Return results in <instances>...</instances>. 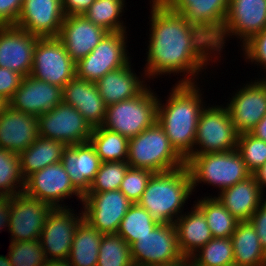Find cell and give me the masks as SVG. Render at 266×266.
Returning <instances> with one entry per match:
<instances>
[{
  "label": "cell",
  "mask_w": 266,
  "mask_h": 266,
  "mask_svg": "<svg viewBox=\"0 0 266 266\" xmlns=\"http://www.w3.org/2000/svg\"><path fill=\"white\" fill-rule=\"evenodd\" d=\"M151 1V34L143 79L150 78V81L159 75L182 72L180 76L184 77L177 83H196L199 72L202 73L210 62L219 59L214 41L162 0Z\"/></svg>",
  "instance_id": "cell-1"
},
{
  "label": "cell",
  "mask_w": 266,
  "mask_h": 266,
  "mask_svg": "<svg viewBox=\"0 0 266 266\" xmlns=\"http://www.w3.org/2000/svg\"><path fill=\"white\" fill-rule=\"evenodd\" d=\"M197 84L176 83L166 104L159 98L157 105V123L185 161L193 154L197 124L204 105H207Z\"/></svg>",
  "instance_id": "cell-2"
},
{
  "label": "cell",
  "mask_w": 266,
  "mask_h": 266,
  "mask_svg": "<svg viewBox=\"0 0 266 266\" xmlns=\"http://www.w3.org/2000/svg\"><path fill=\"white\" fill-rule=\"evenodd\" d=\"M192 192L190 173L184 165L175 170L154 173L138 204L159 224H174L182 215Z\"/></svg>",
  "instance_id": "cell-3"
},
{
  "label": "cell",
  "mask_w": 266,
  "mask_h": 266,
  "mask_svg": "<svg viewBox=\"0 0 266 266\" xmlns=\"http://www.w3.org/2000/svg\"><path fill=\"white\" fill-rule=\"evenodd\" d=\"M185 165L190 173L193 192L202 182L217 186L221 192L252 175L237 149L191 155Z\"/></svg>",
  "instance_id": "cell-4"
},
{
  "label": "cell",
  "mask_w": 266,
  "mask_h": 266,
  "mask_svg": "<svg viewBox=\"0 0 266 266\" xmlns=\"http://www.w3.org/2000/svg\"><path fill=\"white\" fill-rule=\"evenodd\" d=\"M127 163L130 167L162 173L184 166L185 160L170 144L165 131L156 121L129 139Z\"/></svg>",
  "instance_id": "cell-5"
},
{
  "label": "cell",
  "mask_w": 266,
  "mask_h": 266,
  "mask_svg": "<svg viewBox=\"0 0 266 266\" xmlns=\"http://www.w3.org/2000/svg\"><path fill=\"white\" fill-rule=\"evenodd\" d=\"M148 86L134 98L122 100L106 107L102 127L126 137L134 138L157 121L159 96Z\"/></svg>",
  "instance_id": "cell-6"
},
{
  "label": "cell",
  "mask_w": 266,
  "mask_h": 266,
  "mask_svg": "<svg viewBox=\"0 0 266 266\" xmlns=\"http://www.w3.org/2000/svg\"><path fill=\"white\" fill-rule=\"evenodd\" d=\"M237 138L238 133L227 108L222 105H206L197 124L192 155L235 150Z\"/></svg>",
  "instance_id": "cell-7"
},
{
  "label": "cell",
  "mask_w": 266,
  "mask_h": 266,
  "mask_svg": "<svg viewBox=\"0 0 266 266\" xmlns=\"http://www.w3.org/2000/svg\"><path fill=\"white\" fill-rule=\"evenodd\" d=\"M126 33L108 32L87 56L76 63V76L96 83L108 72L129 64Z\"/></svg>",
  "instance_id": "cell-8"
},
{
  "label": "cell",
  "mask_w": 266,
  "mask_h": 266,
  "mask_svg": "<svg viewBox=\"0 0 266 266\" xmlns=\"http://www.w3.org/2000/svg\"><path fill=\"white\" fill-rule=\"evenodd\" d=\"M29 75L63 88L76 76V63L58 37H39Z\"/></svg>",
  "instance_id": "cell-9"
},
{
  "label": "cell",
  "mask_w": 266,
  "mask_h": 266,
  "mask_svg": "<svg viewBox=\"0 0 266 266\" xmlns=\"http://www.w3.org/2000/svg\"><path fill=\"white\" fill-rule=\"evenodd\" d=\"M266 29V0H229L224 26L214 41L216 54L225 49L227 37L240 39L241 46L253 35Z\"/></svg>",
  "instance_id": "cell-10"
},
{
  "label": "cell",
  "mask_w": 266,
  "mask_h": 266,
  "mask_svg": "<svg viewBox=\"0 0 266 266\" xmlns=\"http://www.w3.org/2000/svg\"><path fill=\"white\" fill-rule=\"evenodd\" d=\"M37 120L38 136L63 142L66 146L90 141L91 126L76 108L63 101Z\"/></svg>",
  "instance_id": "cell-11"
},
{
  "label": "cell",
  "mask_w": 266,
  "mask_h": 266,
  "mask_svg": "<svg viewBox=\"0 0 266 266\" xmlns=\"http://www.w3.org/2000/svg\"><path fill=\"white\" fill-rule=\"evenodd\" d=\"M130 250L134 266H158L184 258L172 223L158 224L150 233L132 243Z\"/></svg>",
  "instance_id": "cell-12"
},
{
  "label": "cell",
  "mask_w": 266,
  "mask_h": 266,
  "mask_svg": "<svg viewBox=\"0 0 266 266\" xmlns=\"http://www.w3.org/2000/svg\"><path fill=\"white\" fill-rule=\"evenodd\" d=\"M23 192L32 198L47 202L53 208H68L63 201L73 195L78 197L80 202L83 199V195L74 187L61 162L48 165L29 175L25 179Z\"/></svg>",
  "instance_id": "cell-13"
},
{
  "label": "cell",
  "mask_w": 266,
  "mask_h": 266,
  "mask_svg": "<svg viewBox=\"0 0 266 266\" xmlns=\"http://www.w3.org/2000/svg\"><path fill=\"white\" fill-rule=\"evenodd\" d=\"M83 218L102 234L117 233L121 221L133 204L120 190L86 193Z\"/></svg>",
  "instance_id": "cell-14"
},
{
  "label": "cell",
  "mask_w": 266,
  "mask_h": 266,
  "mask_svg": "<svg viewBox=\"0 0 266 266\" xmlns=\"http://www.w3.org/2000/svg\"><path fill=\"white\" fill-rule=\"evenodd\" d=\"M73 212L71 208H53L48 214L39 239L47 261L68 260L75 231L84 219L83 211Z\"/></svg>",
  "instance_id": "cell-15"
},
{
  "label": "cell",
  "mask_w": 266,
  "mask_h": 266,
  "mask_svg": "<svg viewBox=\"0 0 266 266\" xmlns=\"http://www.w3.org/2000/svg\"><path fill=\"white\" fill-rule=\"evenodd\" d=\"M53 209L47 202L32 198L24 192L10 197V241L38 240L46 218Z\"/></svg>",
  "instance_id": "cell-16"
},
{
  "label": "cell",
  "mask_w": 266,
  "mask_h": 266,
  "mask_svg": "<svg viewBox=\"0 0 266 266\" xmlns=\"http://www.w3.org/2000/svg\"><path fill=\"white\" fill-rule=\"evenodd\" d=\"M248 83L226 105L238 134L251 132L266 116V77Z\"/></svg>",
  "instance_id": "cell-17"
},
{
  "label": "cell",
  "mask_w": 266,
  "mask_h": 266,
  "mask_svg": "<svg viewBox=\"0 0 266 266\" xmlns=\"http://www.w3.org/2000/svg\"><path fill=\"white\" fill-rule=\"evenodd\" d=\"M38 38L16 25H0V67L28 76Z\"/></svg>",
  "instance_id": "cell-18"
},
{
  "label": "cell",
  "mask_w": 266,
  "mask_h": 266,
  "mask_svg": "<svg viewBox=\"0 0 266 266\" xmlns=\"http://www.w3.org/2000/svg\"><path fill=\"white\" fill-rule=\"evenodd\" d=\"M215 41L224 26L229 0H162Z\"/></svg>",
  "instance_id": "cell-19"
},
{
  "label": "cell",
  "mask_w": 266,
  "mask_h": 266,
  "mask_svg": "<svg viewBox=\"0 0 266 266\" xmlns=\"http://www.w3.org/2000/svg\"><path fill=\"white\" fill-rule=\"evenodd\" d=\"M64 17L61 0H23L16 26L38 37H58Z\"/></svg>",
  "instance_id": "cell-20"
},
{
  "label": "cell",
  "mask_w": 266,
  "mask_h": 266,
  "mask_svg": "<svg viewBox=\"0 0 266 266\" xmlns=\"http://www.w3.org/2000/svg\"><path fill=\"white\" fill-rule=\"evenodd\" d=\"M63 88L28 75L9 100V106L25 114L40 116L62 102Z\"/></svg>",
  "instance_id": "cell-21"
},
{
  "label": "cell",
  "mask_w": 266,
  "mask_h": 266,
  "mask_svg": "<svg viewBox=\"0 0 266 266\" xmlns=\"http://www.w3.org/2000/svg\"><path fill=\"white\" fill-rule=\"evenodd\" d=\"M108 33L83 15L65 16L58 38L68 55L77 63L87 56Z\"/></svg>",
  "instance_id": "cell-22"
},
{
  "label": "cell",
  "mask_w": 266,
  "mask_h": 266,
  "mask_svg": "<svg viewBox=\"0 0 266 266\" xmlns=\"http://www.w3.org/2000/svg\"><path fill=\"white\" fill-rule=\"evenodd\" d=\"M62 101L76 108L92 129L103 125L107 106L96 83L75 76L63 87Z\"/></svg>",
  "instance_id": "cell-23"
},
{
  "label": "cell",
  "mask_w": 266,
  "mask_h": 266,
  "mask_svg": "<svg viewBox=\"0 0 266 266\" xmlns=\"http://www.w3.org/2000/svg\"><path fill=\"white\" fill-rule=\"evenodd\" d=\"M61 163L74 187L84 196L90 189L102 161L89 141L66 146Z\"/></svg>",
  "instance_id": "cell-24"
},
{
  "label": "cell",
  "mask_w": 266,
  "mask_h": 266,
  "mask_svg": "<svg viewBox=\"0 0 266 266\" xmlns=\"http://www.w3.org/2000/svg\"><path fill=\"white\" fill-rule=\"evenodd\" d=\"M38 138L37 116L8 106L0 115V148L20 154Z\"/></svg>",
  "instance_id": "cell-25"
},
{
  "label": "cell",
  "mask_w": 266,
  "mask_h": 266,
  "mask_svg": "<svg viewBox=\"0 0 266 266\" xmlns=\"http://www.w3.org/2000/svg\"><path fill=\"white\" fill-rule=\"evenodd\" d=\"M131 66L130 62L124 67L108 72L96 82L106 106L134 98L148 87L146 80L140 79L143 75L138 77Z\"/></svg>",
  "instance_id": "cell-26"
},
{
  "label": "cell",
  "mask_w": 266,
  "mask_h": 266,
  "mask_svg": "<svg viewBox=\"0 0 266 266\" xmlns=\"http://www.w3.org/2000/svg\"><path fill=\"white\" fill-rule=\"evenodd\" d=\"M217 199L239 221H249L265 199L253 175L218 192Z\"/></svg>",
  "instance_id": "cell-27"
},
{
  "label": "cell",
  "mask_w": 266,
  "mask_h": 266,
  "mask_svg": "<svg viewBox=\"0 0 266 266\" xmlns=\"http://www.w3.org/2000/svg\"><path fill=\"white\" fill-rule=\"evenodd\" d=\"M187 213L182 214L174 225L180 252L184 257H191L205 246L213 236L202 210L196 204Z\"/></svg>",
  "instance_id": "cell-28"
},
{
  "label": "cell",
  "mask_w": 266,
  "mask_h": 266,
  "mask_svg": "<svg viewBox=\"0 0 266 266\" xmlns=\"http://www.w3.org/2000/svg\"><path fill=\"white\" fill-rule=\"evenodd\" d=\"M234 265L266 266V252L250 221H239L231 236Z\"/></svg>",
  "instance_id": "cell-29"
},
{
  "label": "cell",
  "mask_w": 266,
  "mask_h": 266,
  "mask_svg": "<svg viewBox=\"0 0 266 266\" xmlns=\"http://www.w3.org/2000/svg\"><path fill=\"white\" fill-rule=\"evenodd\" d=\"M63 142L38 136V138L19 154L20 167L26 179L32 173L42 170L48 165L61 162Z\"/></svg>",
  "instance_id": "cell-30"
},
{
  "label": "cell",
  "mask_w": 266,
  "mask_h": 266,
  "mask_svg": "<svg viewBox=\"0 0 266 266\" xmlns=\"http://www.w3.org/2000/svg\"><path fill=\"white\" fill-rule=\"evenodd\" d=\"M103 234L82 220L75 231L68 261L71 266H97Z\"/></svg>",
  "instance_id": "cell-31"
},
{
  "label": "cell",
  "mask_w": 266,
  "mask_h": 266,
  "mask_svg": "<svg viewBox=\"0 0 266 266\" xmlns=\"http://www.w3.org/2000/svg\"><path fill=\"white\" fill-rule=\"evenodd\" d=\"M195 204L202 210L213 238L231 237L236 229L237 220L217 199L216 196H205Z\"/></svg>",
  "instance_id": "cell-32"
},
{
  "label": "cell",
  "mask_w": 266,
  "mask_h": 266,
  "mask_svg": "<svg viewBox=\"0 0 266 266\" xmlns=\"http://www.w3.org/2000/svg\"><path fill=\"white\" fill-rule=\"evenodd\" d=\"M90 143L102 162L127 161L129 139L104 127L92 130Z\"/></svg>",
  "instance_id": "cell-33"
},
{
  "label": "cell",
  "mask_w": 266,
  "mask_h": 266,
  "mask_svg": "<svg viewBox=\"0 0 266 266\" xmlns=\"http://www.w3.org/2000/svg\"><path fill=\"white\" fill-rule=\"evenodd\" d=\"M124 7L125 0H95L82 15L108 32H124L127 27L120 18Z\"/></svg>",
  "instance_id": "cell-34"
},
{
  "label": "cell",
  "mask_w": 266,
  "mask_h": 266,
  "mask_svg": "<svg viewBox=\"0 0 266 266\" xmlns=\"http://www.w3.org/2000/svg\"><path fill=\"white\" fill-rule=\"evenodd\" d=\"M158 224L145 208L134 203L123 217L117 233L131 245L150 233Z\"/></svg>",
  "instance_id": "cell-35"
},
{
  "label": "cell",
  "mask_w": 266,
  "mask_h": 266,
  "mask_svg": "<svg viewBox=\"0 0 266 266\" xmlns=\"http://www.w3.org/2000/svg\"><path fill=\"white\" fill-rule=\"evenodd\" d=\"M190 258L193 266L234 265V252L231 237L212 238Z\"/></svg>",
  "instance_id": "cell-36"
},
{
  "label": "cell",
  "mask_w": 266,
  "mask_h": 266,
  "mask_svg": "<svg viewBox=\"0 0 266 266\" xmlns=\"http://www.w3.org/2000/svg\"><path fill=\"white\" fill-rule=\"evenodd\" d=\"M24 187L25 178L21 172L19 154L0 148V194L11 197L22 193Z\"/></svg>",
  "instance_id": "cell-37"
},
{
  "label": "cell",
  "mask_w": 266,
  "mask_h": 266,
  "mask_svg": "<svg viewBox=\"0 0 266 266\" xmlns=\"http://www.w3.org/2000/svg\"><path fill=\"white\" fill-rule=\"evenodd\" d=\"M97 266H134L130 245L118 234H103Z\"/></svg>",
  "instance_id": "cell-38"
},
{
  "label": "cell",
  "mask_w": 266,
  "mask_h": 266,
  "mask_svg": "<svg viewBox=\"0 0 266 266\" xmlns=\"http://www.w3.org/2000/svg\"><path fill=\"white\" fill-rule=\"evenodd\" d=\"M10 242L8 258L11 266H45L47 259L39 239Z\"/></svg>",
  "instance_id": "cell-39"
},
{
  "label": "cell",
  "mask_w": 266,
  "mask_h": 266,
  "mask_svg": "<svg viewBox=\"0 0 266 266\" xmlns=\"http://www.w3.org/2000/svg\"><path fill=\"white\" fill-rule=\"evenodd\" d=\"M128 167L127 161L102 162L87 193L119 190Z\"/></svg>",
  "instance_id": "cell-40"
},
{
  "label": "cell",
  "mask_w": 266,
  "mask_h": 266,
  "mask_svg": "<svg viewBox=\"0 0 266 266\" xmlns=\"http://www.w3.org/2000/svg\"><path fill=\"white\" fill-rule=\"evenodd\" d=\"M237 151L251 173L266 163V141L250 132L238 134Z\"/></svg>",
  "instance_id": "cell-41"
},
{
  "label": "cell",
  "mask_w": 266,
  "mask_h": 266,
  "mask_svg": "<svg viewBox=\"0 0 266 266\" xmlns=\"http://www.w3.org/2000/svg\"><path fill=\"white\" fill-rule=\"evenodd\" d=\"M153 174L154 172L151 170L129 166L119 190L133 204L138 203Z\"/></svg>",
  "instance_id": "cell-42"
},
{
  "label": "cell",
  "mask_w": 266,
  "mask_h": 266,
  "mask_svg": "<svg viewBox=\"0 0 266 266\" xmlns=\"http://www.w3.org/2000/svg\"><path fill=\"white\" fill-rule=\"evenodd\" d=\"M241 48L246 62H255L266 71V29L253 35Z\"/></svg>",
  "instance_id": "cell-43"
},
{
  "label": "cell",
  "mask_w": 266,
  "mask_h": 266,
  "mask_svg": "<svg viewBox=\"0 0 266 266\" xmlns=\"http://www.w3.org/2000/svg\"><path fill=\"white\" fill-rule=\"evenodd\" d=\"M23 78L24 76L19 73L0 67V97L9 102L20 87Z\"/></svg>",
  "instance_id": "cell-44"
},
{
  "label": "cell",
  "mask_w": 266,
  "mask_h": 266,
  "mask_svg": "<svg viewBox=\"0 0 266 266\" xmlns=\"http://www.w3.org/2000/svg\"><path fill=\"white\" fill-rule=\"evenodd\" d=\"M23 0H0V25H16Z\"/></svg>",
  "instance_id": "cell-45"
},
{
  "label": "cell",
  "mask_w": 266,
  "mask_h": 266,
  "mask_svg": "<svg viewBox=\"0 0 266 266\" xmlns=\"http://www.w3.org/2000/svg\"><path fill=\"white\" fill-rule=\"evenodd\" d=\"M249 221L254 226L259 237L261 247L266 252V199L260 203Z\"/></svg>",
  "instance_id": "cell-46"
},
{
  "label": "cell",
  "mask_w": 266,
  "mask_h": 266,
  "mask_svg": "<svg viewBox=\"0 0 266 266\" xmlns=\"http://www.w3.org/2000/svg\"><path fill=\"white\" fill-rule=\"evenodd\" d=\"M95 0H61L65 16L82 15Z\"/></svg>",
  "instance_id": "cell-47"
},
{
  "label": "cell",
  "mask_w": 266,
  "mask_h": 266,
  "mask_svg": "<svg viewBox=\"0 0 266 266\" xmlns=\"http://www.w3.org/2000/svg\"><path fill=\"white\" fill-rule=\"evenodd\" d=\"M10 219V197H5L0 202V230L9 228Z\"/></svg>",
  "instance_id": "cell-48"
},
{
  "label": "cell",
  "mask_w": 266,
  "mask_h": 266,
  "mask_svg": "<svg viewBox=\"0 0 266 266\" xmlns=\"http://www.w3.org/2000/svg\"><path fill=\"white\" fill-rule=\"evenodd\" d=\"M252 175L255 177V180L257 181L260 190L264 194V188H266V163L260 166L257 170H255Z\"/></svg>",
  "instance_id": "cell-49"
},
{
  "label": "cell",
  "mask_w": 266,
  "mask_h": 266,
  "mask_svg": "<svg viewBox=\"0 0 266 266\" xmlns=\"http://www.w3.org/2000/svg\"><path fill=\"white\" fill-rule=\"evenodd\" d=\"M158 266H193L191 262L190 257H184L180 261L169 263V264H163Z\"/></svg>",
  "instance_id": "cell-50"
},
{
  "label": "cell",
  "mask_w": 266,
  "mask_h": 266,
  "mask_svg": "<svg viewBox=\"0 0 266 266\" xmlns=\"http://www.w3.org/2000/svg\"><path fill=\"white\" fill-rule=\"evenodd\" d=\"M250 133L257 138L266 141V128H253Z\"/></svg>",
  "instance_id": "cell-51"
},
{
  "label": "cell",
  "mask_w": 266,
  "mask_h": 266,
  "mask_svg": "<svg viewBox=\"0 0 266 266\" xmlns=\"http://www.w3.org/2000/svg\"><path fill=\"white\" fill-rule=\"evenodd\" d=\"M45 266H71L68 260L47 261Z\"/></svg>",
  "instance_id": "cell-52"
},
{
  "label": "cell",
  "mask_w": 266,
  "mask_h": 266,
  "mask_svg": "<svg viewBox=\"0 0 266 266\" xmlns=\"http://www.w3.org/2000/svg\"><path fill=\"white\" fill-rule=\"evenodd\" d=\"M9 106V103L6 99L0 97V115L5 111V109Z\"/></svg>",
  "instance_id": "cell-53"
},
{
  "label": "cell",
  "mask_w": 266,
  "mask_h": 266,
  "mask_svg": "<svg viewBox=\"0 0 266 266\" xmlns=\"http://www.w3.org/2000/svg\"><path fill=\"white\" fill-rule=\"evenodd\" d=\"M0 266H11L8 255H0Z\"/></svg>",
  "instance_id": "cell-54"
},
{
  "label": "cell",
  "mask_w": 266,
  "mask_h": 266,
  "mask_svg": "<svg viewBox=\"0 0 266 266\" xmlns=\"http://www.w3.org/2000/svg\"><path fill=\"white\" fill-rule=\"evenodd\" d=\"M254 128H266V116Z\"/></svg>",
  "instance_id": "cell-55"
},
{
  "label": "cell",
  "mask_w": 266,
  "mask_h": 266,
  "mask_svg": "<svg viewBox=\"0 0 266 266\" xmlns=\"http://www.w3.org/2000/svg\"><path fill=\"white\" fill-rule=\"evenodd\" d=\"M5 197H3L1 194H0V202L4 199Z\"/></svg>",
  "instance_id": "cell-56"
}]
</instances>
